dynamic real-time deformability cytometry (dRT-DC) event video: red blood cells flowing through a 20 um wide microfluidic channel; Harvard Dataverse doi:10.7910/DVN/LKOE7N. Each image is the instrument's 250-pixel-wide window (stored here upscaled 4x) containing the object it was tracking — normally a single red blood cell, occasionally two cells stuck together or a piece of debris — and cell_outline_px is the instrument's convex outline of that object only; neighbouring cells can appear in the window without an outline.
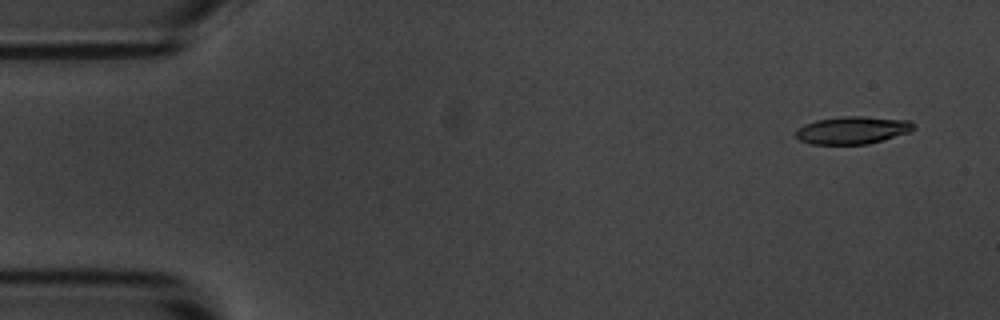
{"species": "common noctule bat (a hibernating species)", "species_latin": "Nyctalus noctula", "temperature_condition": "room temperature", "stored_images_in_passage": 5, "camera_frame_rate_fps": 3000, "um_per_image_px": 0.085, "animal": {"sex": "male", "body_mass_g": 20.1, "forearm_length_mm": 53.5}, "frame": {"image": 1, "passage_image": 1, "time_ms": 0.0, "image_size_px": [1000, 320], "cell_outline_px": [[916, 128], [908, 132], [868, 144], [812, 144], [800, 140], [796, 136], [796, 128], [804, 124], [816, 120], [844, 116], [864, 116], [912, 120], [916, 124]], "centroid_in_image_um": [72.48, 11.05], "position_along_channel_um": 12.5, "area_um2": 19.02}}
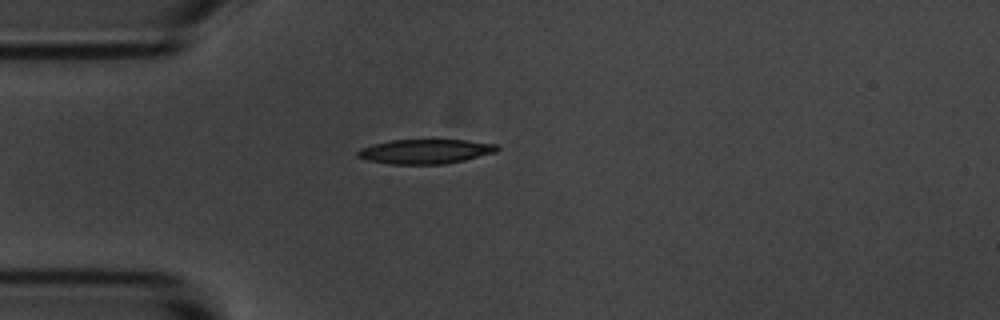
{"frame": {"image": 2, "passage_image": 4, "time_ms": 3.667, "image_size_px": [1000, 320], "cell_outline_px": [[500, 148], [496, 152], [464, 160], [444, 164], [392, 164], [368, 160], [356, 156], [356, 152], [360, 148], [372, 144], [392, 140], [464, 140], [496, 144]], "centroid_in_image_um": [36.14, 12.87], "position_along_channel_um": 48.9, "area_um2": 19.83}}